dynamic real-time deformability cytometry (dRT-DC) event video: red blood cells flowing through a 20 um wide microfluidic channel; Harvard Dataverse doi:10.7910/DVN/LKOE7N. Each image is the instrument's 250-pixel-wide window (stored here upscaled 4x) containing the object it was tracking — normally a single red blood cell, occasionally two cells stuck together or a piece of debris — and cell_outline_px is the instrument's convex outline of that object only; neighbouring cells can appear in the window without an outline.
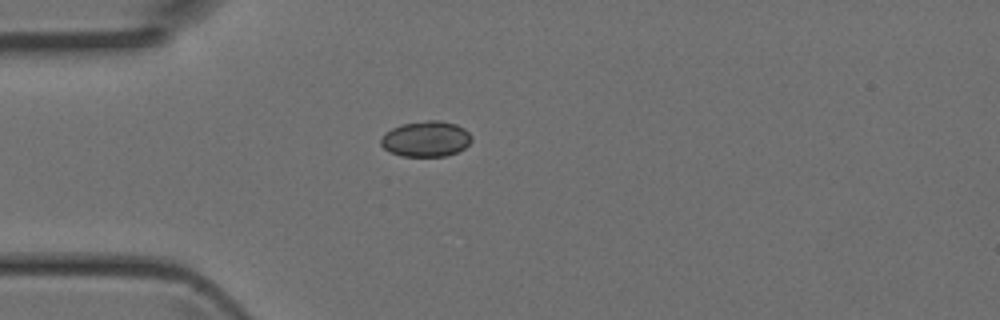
{"species": "Egyptian fruit bat (a non-hibernating species)", "species_latin": "Rousettus aegyptiacus", "temperature_condition": "room temperature", "stored_images_in_passage": 1, "camera_frame_rate_fps": 3000, "um_per_image_px": 0.085, "animal": {"sex": "female"}, "frame": {"image": 1, "passage_image": 1, "time_ms": 0.0, "image_size_px": [1000, 320], "cell_outline_px": [[472, 140], [464, 148], [456, 152], [444, 156], [400, 156], [384, 148], [380, 144], [380, 140], [384, 132], [392, 128], [404, 124], [428, 120], [440, 120], [456, 124], [464, 128], [472, 136]], "centroid_in_image_um": [36.21, 11.8], "position_along_channel_um": 48.8, "area_um2": 18.79}}